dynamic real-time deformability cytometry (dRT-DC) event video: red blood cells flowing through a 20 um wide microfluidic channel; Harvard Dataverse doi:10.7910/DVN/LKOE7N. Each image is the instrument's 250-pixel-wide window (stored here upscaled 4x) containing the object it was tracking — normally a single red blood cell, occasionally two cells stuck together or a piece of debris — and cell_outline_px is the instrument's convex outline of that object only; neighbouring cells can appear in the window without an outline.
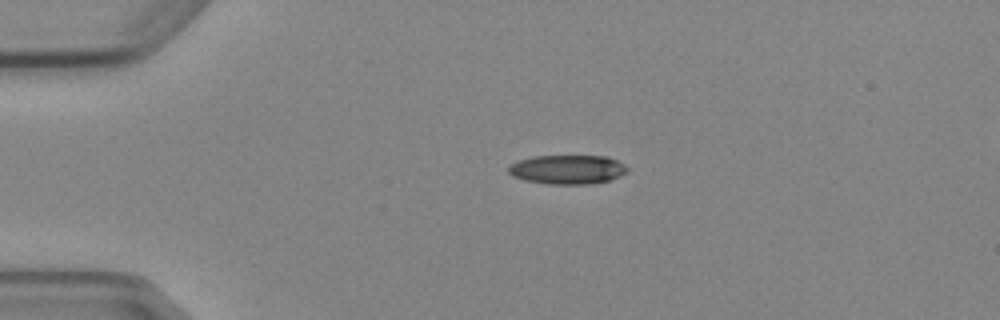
{"species": "Egyptian fruit bat (a non-hibernating species)", "species_latin": "Rousettus aegyptiacus", "temperature_condition": "cold", "stored_images_in_passage": 3, "segment_of_instrument_passage": [1, 2], "camera_frame_rate_fps": 3000, "um_per_image_px": 0.085, "animal": {"sex": "female"}, "frame": {"image": 1, "passage_image": 1, "time_ms": 0.0, "image_size_px": [1000, 320], "cell_outline_px": [[628, 172], [620, 176], [608, 180], [588, 184], [548, 184], [524, 180], [512, 176], [508, 172], [508, 168], [512, 164], [520, 160], [532, 156], [608, 156], [624, 164], [628, 168]], "centroid_in_image_um": [48.24, 14.4], "position_along_channel_um": 36.8, "area_um2": 20.17}}